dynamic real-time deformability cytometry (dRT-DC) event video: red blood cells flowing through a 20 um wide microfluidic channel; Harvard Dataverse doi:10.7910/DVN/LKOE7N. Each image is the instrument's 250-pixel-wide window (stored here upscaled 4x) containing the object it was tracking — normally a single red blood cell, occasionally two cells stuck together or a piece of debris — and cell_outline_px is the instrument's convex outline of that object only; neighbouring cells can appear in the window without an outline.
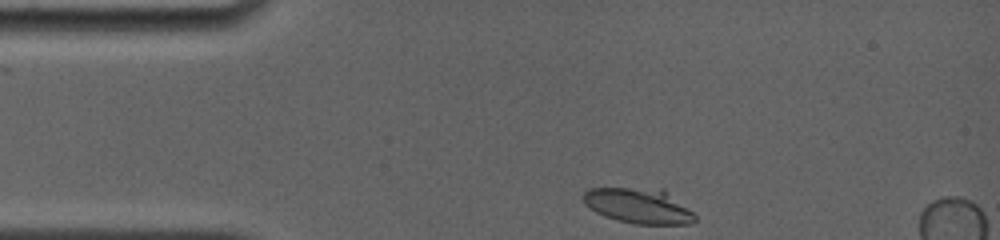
{"species": "common noctule bat (a hibernating species)", "species_latin": "Nyctalus noctula", "temperature_condition": "room temperature", "stored_images_in_passage": 29, "camera_frame_rate_fps": 4000, "um_per_image_px": 0.085, "animal": {"sex": "female", "body_mass_g": 19.0, "forearm_length_mm": 56.7}, "frame": {"image": 1, "passage_image": 1, "time_ms": 0.0, "image_size_px": [1000, 240], "cell_outline_px": [[696, 220], [692, 224], [636, 224], [620, 220], [596, 212], [584, 204], [584, 192], [588, 188], [664, 188], [692, 212], [696, 216]], "centroid_in_image_um": [54.31, 17.48], "position_along_channel_um": 30.7, "area_um2": 22.83}}
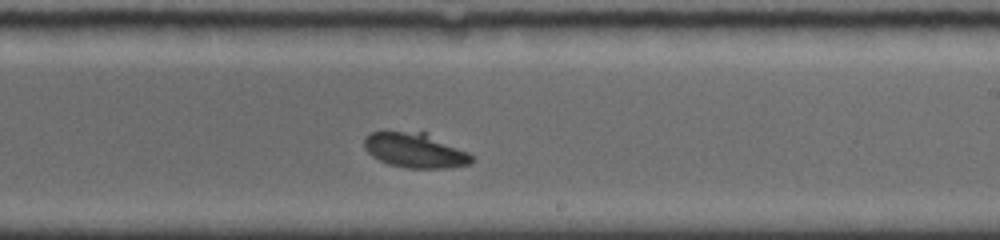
{"frame": {"image": 2, "passage_image": 18, "time_ms": 7.0, "image_size_px": [1000, 240], "cell_outline_px": [[476, 160], [468, 164], [448, 168], [408, 168], [388, 164], [372, 156], [364, 148], [364, 136], [372, 132], [424, 132], [468, 152]], "centroid_in_image_um": [35.27, 12.79], "position_along_channel_um": 253.7, "area_um2": 21.68}}
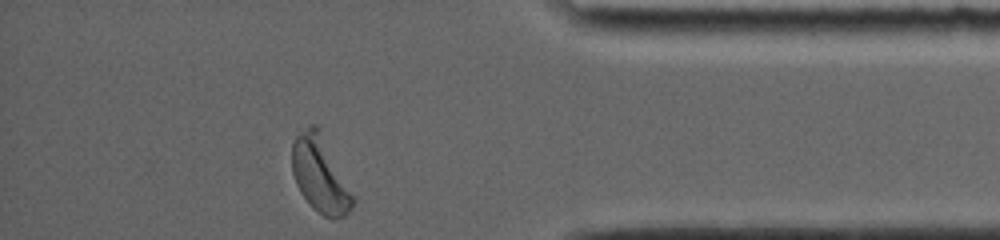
{"frame": {"image": 3, "passage_image": 29, "time_ms": 11.5, "image_size_px": [1000, 240], "cell_outline_px": [[356, 200], [352, 208], [344, 216], [332, 220], [324, 216], [312, 208], [300, 192], [296, 184], [292, 172], [292, 144], [296, 128], [312, 124], [316, 124], [320, 128]], "centroid_in_image_um": [27.18, 14.78], "position_along_channel_um": 408.0, "area_um2": 27.57}, "authors_computed_cell_mechanics": {"area_um2": 22.831, "velocity_mm_per_s": 3.7562, "shape_relaxation_time_tau1_ms": 3.2236, "shape_relaxation_time_tau2_ms": null, "deformation_change_tau1": 0.0928, "deformation_change_tau2": null}}